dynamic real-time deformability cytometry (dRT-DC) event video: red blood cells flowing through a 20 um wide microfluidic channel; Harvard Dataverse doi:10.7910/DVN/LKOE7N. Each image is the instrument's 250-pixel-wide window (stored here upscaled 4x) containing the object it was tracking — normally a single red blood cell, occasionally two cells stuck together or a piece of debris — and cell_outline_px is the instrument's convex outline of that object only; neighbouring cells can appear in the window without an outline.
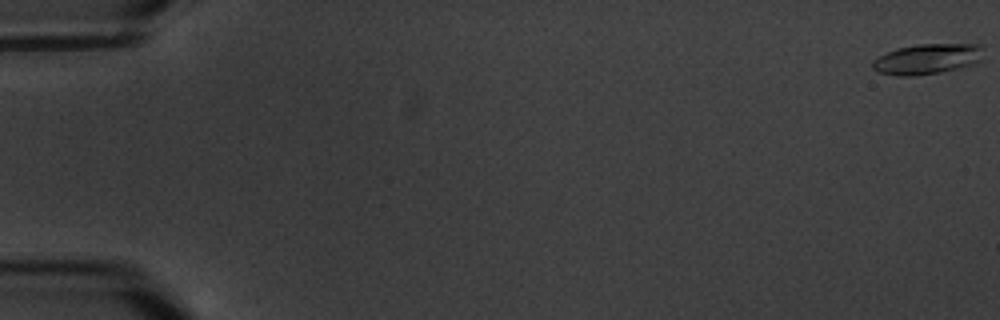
{"species": "common noctule bat (a hibernating species)", "species_latin": "Nyctalus noctula", "temperature_condition": "warm", "stored_images_in_passage": 6, "camera_frame_rate_fps": 3000, "um_per_image_px": 0.085, "animal": {"sex": "male", "body_mass_g": 20.1, "forearm_length_mm": 53.5}, "frame": {"image": 1, "passage_image": 1, "time_ms": 0.0, "image_size_px": [1000, 320], "cell_outline_px": [[984, 48], [980, 60], [976, 64], [960, 68], [940, 72], [912, 76], [896, 76], [880, 72], [872, 68], [872, 60], [896, 48], [920, 44], [984, 44]], "centroid_in_image_um": [78.85, 5.01], "position_along_channel_um": 6.1, "area_um2": 19.77}}
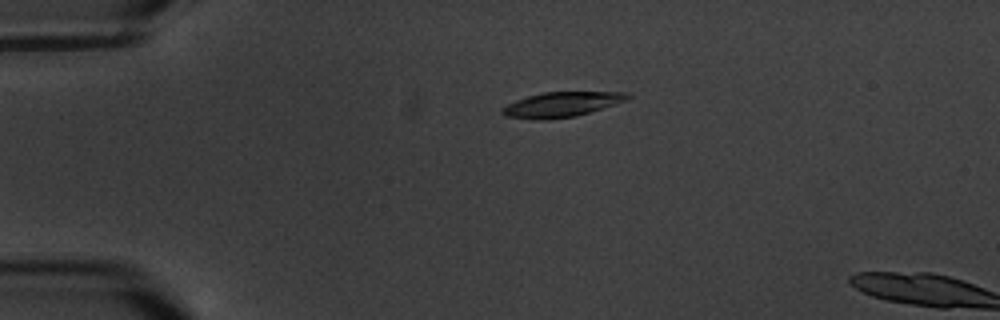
{"frame": {"image": 2, "passage_image": 5, "time_ms": 4.667, "image_size_px": [1000, 320], "cell_outline_px": [[632, 96], [628, 100], [616, 104], [576, 116], [544, 120], [540, 120], [504, 116], [500, 112], [500, 108], [516, 100], [528, 96], [544, 92], [628, 92]], "centroid_in_image_um": [47.74, 8.88], "position_along_channel_um": 37.3, "area_um2": 18.26}}